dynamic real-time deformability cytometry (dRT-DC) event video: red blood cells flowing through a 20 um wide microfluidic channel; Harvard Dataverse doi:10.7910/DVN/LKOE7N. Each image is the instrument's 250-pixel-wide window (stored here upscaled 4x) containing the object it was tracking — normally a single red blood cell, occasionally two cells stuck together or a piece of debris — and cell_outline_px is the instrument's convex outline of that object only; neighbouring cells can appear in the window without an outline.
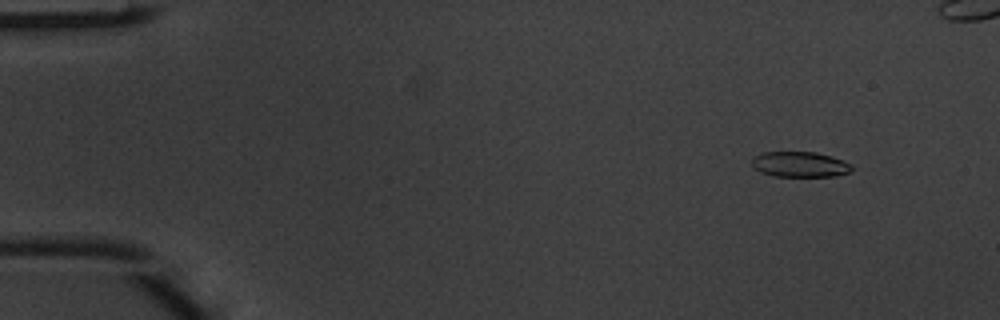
{"species": "common noctule bat (a hibernating species)", "species_latin": "Nyctalus noctula", "temperature_condition": "warm", "stored_images_in_passage": 6, "camera_frame_rate_fps": 3000, "um_per_image_px": 0.085, "animal": {"sex": "male", "body_mass_g": 20.1, "forearm_length_mm": 53.5}, "frame": {"image": 1, "passage_image": 2, "time_ms": 0.333, "image_size_px": [1000, 320], "cell_outline_px": [[852, 168], [848, 172], [832, 176], [776, 176], [760, 172], [752, 164], [752, 156], [764, 152], [816, 152], [832, 156], [844, 160], [852, 164]], "centroid_in_image_um": [67.99, 13.96], "position_along_channel_um": 17.0, "area_um2": 14.74}}